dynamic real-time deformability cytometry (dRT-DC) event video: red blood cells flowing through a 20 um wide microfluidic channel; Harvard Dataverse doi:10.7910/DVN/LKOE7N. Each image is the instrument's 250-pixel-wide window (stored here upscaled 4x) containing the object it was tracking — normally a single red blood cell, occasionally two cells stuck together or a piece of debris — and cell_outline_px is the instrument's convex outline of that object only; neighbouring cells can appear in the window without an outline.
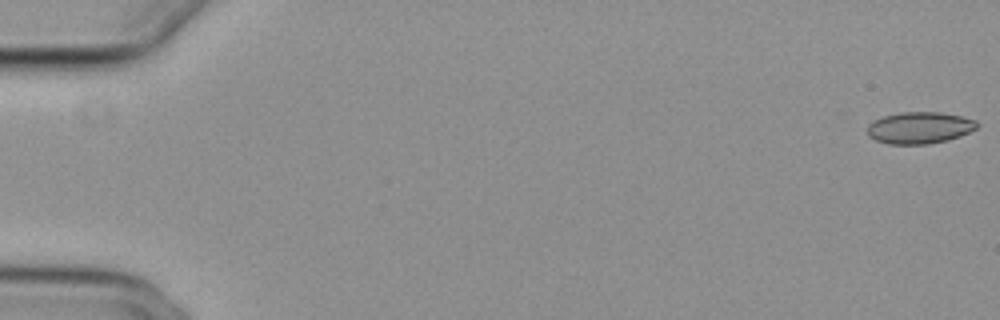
{"species": "common noctule bat (a hibernating species)", "species_latin": "Nyctalus noctula", "temperature_condition": "cold", "stored_images_in_passage": 55, "segment_of_instrument_passage": [1, 2], "camera_frame_rate_fps": 3000, "um_per_image_px": 0.085, "animal": {"sex": "female", "body_mass_g": 29.2, "forearm_length_mm": 56.3}, "frame": {"image": 1, "passage_image": 1, "time_ms": 0.0, "image_size_px": [1000, 320], "cell_outline_px": [[976, 128], [960, 136], [948, 140], [928, 144], [888, 144], [876, 140], [868, 136], [868, 124], [872, 120], [884, 116], [900, 112], [940, 112], [960, 116], [976, 120]], "centroid_in_image_um": [78.12, 10.86], "position_along_channel_um": 6.9, "area_um2": 20.23}}
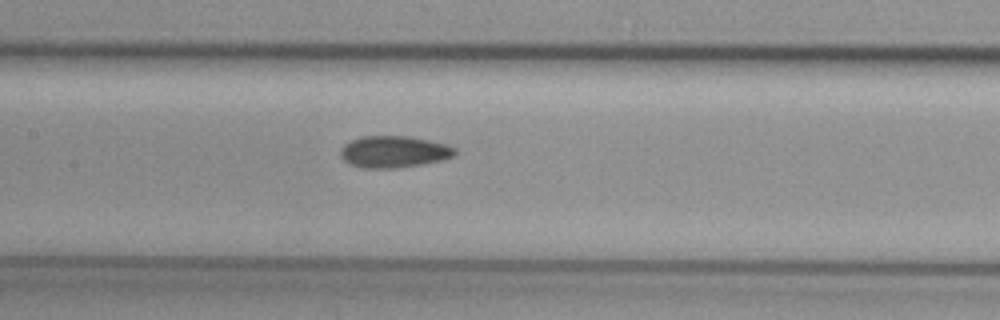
{"frame": {"image": 2, "passage_image": 27, "time_ms": 8.667, "image_size_px": [1000, 320], "cell_outline_px": [[456, 152], [452, 156], [444, 160], [396, 168], [364, 168], [352, 164], [344, 160], [340, 156], [340, 148], [344, 144], [352, 140], [364, 136], [412, 136], [444, 144], [456, 148]], "centroid_in_image_um": [33.47, 12.89], "position_along_channel_um": 173.9, "area_um2": 21.04}}
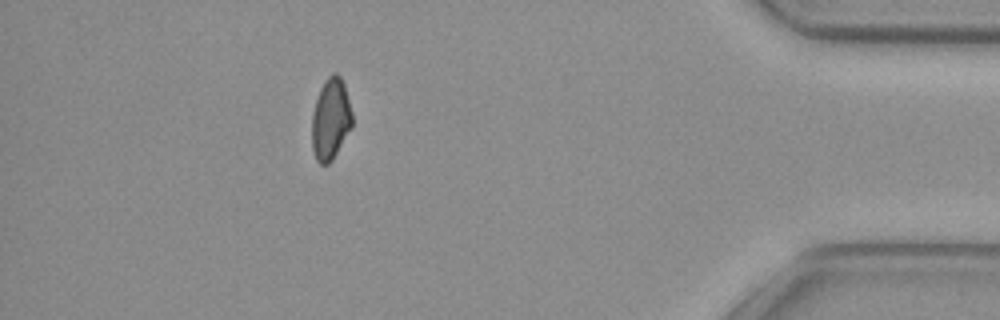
{"frame": {"image": 3, "passage_image": 49, "time_ms": 16.0, "image_size_px": [1000, 320], "cell_outline_px": [[352, 128], [332, 160], [328, 164], [320, 164], [316, 160], [312, 148], [312, 112], [320, 88], [324, 80], [332, 72], [336, 72], [340, 76], [344, 84], [352, 112]], "centroid_in_image_um": [28.1, 10.12], "position_along_channel_um": 407.1, "area_um2": 19.31}}